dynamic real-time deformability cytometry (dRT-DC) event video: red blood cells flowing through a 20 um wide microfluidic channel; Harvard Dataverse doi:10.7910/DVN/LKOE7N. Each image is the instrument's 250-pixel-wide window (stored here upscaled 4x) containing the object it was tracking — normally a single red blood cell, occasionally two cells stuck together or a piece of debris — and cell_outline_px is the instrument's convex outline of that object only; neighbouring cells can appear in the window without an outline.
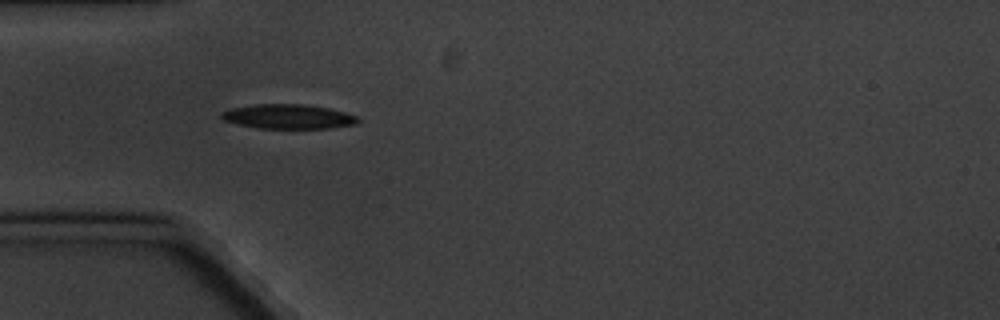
{"species": "common noctule bat (a hibernating species)", "species_latin": "Nyctalus noctula", "temperature_condition": "cold", "stored_images_in_passage": 5, "camera_frame_rate_fps": 3000, "um_per_image_px": 0.085, "animal": {"sex": "male", "body_mass_g": 20.1, "forearm_length_mm": 53.5}, "frame": {"image": 1, "passage_image": 4, "time_ms": 3.667, "image_size_px": [1000, 320], "cell_outline_px": [[360, 120], [356, 124], [328, 128], [256, 128], [224, 120], [220, 116], [220, 112], [232, 108], [256, 104], [304, 104], [328, 108], [344, 112], [356, 116]], "centroid_in_image_um": [24.49, 9.9], "position_along_channel_um": 60.5, "area_um2": 19.31}}